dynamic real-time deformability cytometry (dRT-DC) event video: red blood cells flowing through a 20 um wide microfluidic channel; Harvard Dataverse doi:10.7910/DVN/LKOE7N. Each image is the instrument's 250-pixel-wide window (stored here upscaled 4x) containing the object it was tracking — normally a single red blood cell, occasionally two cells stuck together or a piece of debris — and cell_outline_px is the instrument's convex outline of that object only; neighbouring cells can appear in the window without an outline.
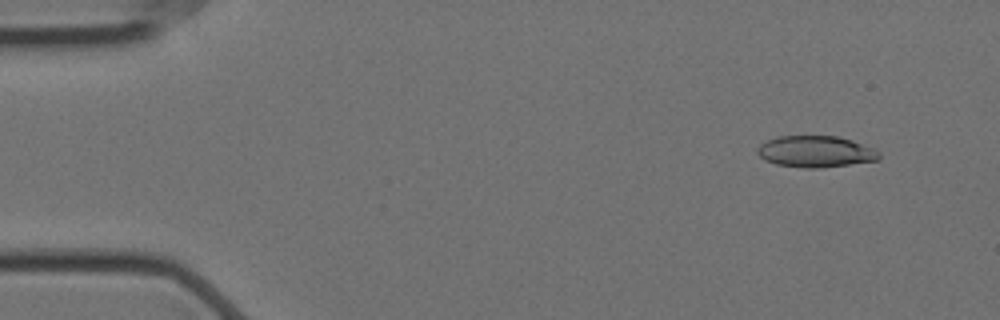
{"species": "Egyptian fruit bat (a non-hibernating species)", "species_latin": "Rousettus aegyptiacus", "temperature_condition": "cold", "stored_images_in_passage": 31, "camera_frame_rate_fps": 3000, "um_per_image_px": 0.085, "animal": {"sex": "female"}, "frame": {"image": 1, "passage_image": 5, "time_ms": 1.333, "image_size_px": [1000, 320], "cell_outline_px": [[880, 160], [820, 168], [804, 168], [776, 164], [764, 160], [756, 152], [756, 148], [760, 144], [768, 140], [780, 136], [836, 136], [852, 140], [872, 148], [880, 152]], "centroid_in_image_um": [69.32, 12.89], "position_along_channel_um": 15.7, "area_um2": 22.31}}
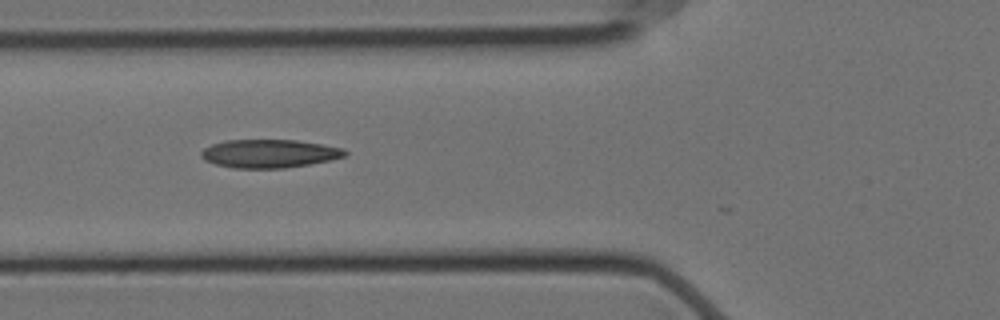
{"frame": {"image": 2, "passage_image": 21, "time_ms": 6.667, "image_size_px": [1000, 320], "cell_outline_px": [[348, 152], [344, 156], [332, 160], [284, 168], [232, 168], [216, 164], [204, 160], [200, 156], [200, 152], [204, 148], [212, 144], [224, 140], [296, 140], [344, 148]], "centroid_in_image_um": [22.87, 13.05], "position_along_channel_um": 102.9, "area_um2": 23.76}}
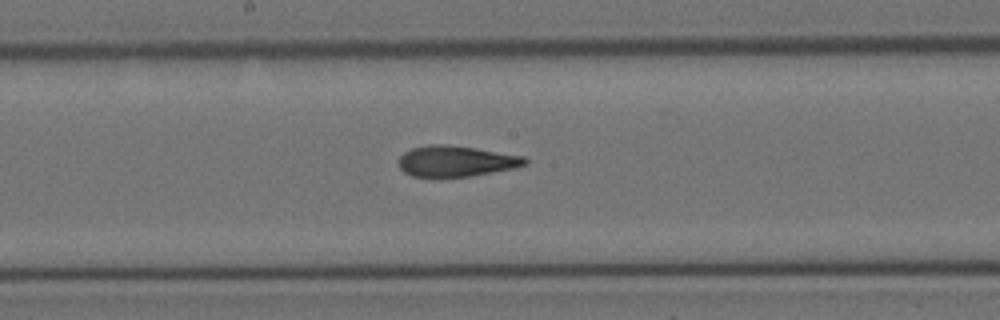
{"frame": {"image": 3, "passage_image": 30, "time_ms": 9.667, "image_size_px": [1000, 320], "cell_outline_px": [[528, 164], [516, 168], [468, 176], [412, 176], [404, 172], [400, 168], [400, 156], [404, 152], [412, 148], [428, 144], [444, 144], [476, 148], [524, 156], [528, 160]], "centroid_in_image_um": [38.79, 13.68], "position_along_channel_um": 209.4, "area_um2": 22.54}}